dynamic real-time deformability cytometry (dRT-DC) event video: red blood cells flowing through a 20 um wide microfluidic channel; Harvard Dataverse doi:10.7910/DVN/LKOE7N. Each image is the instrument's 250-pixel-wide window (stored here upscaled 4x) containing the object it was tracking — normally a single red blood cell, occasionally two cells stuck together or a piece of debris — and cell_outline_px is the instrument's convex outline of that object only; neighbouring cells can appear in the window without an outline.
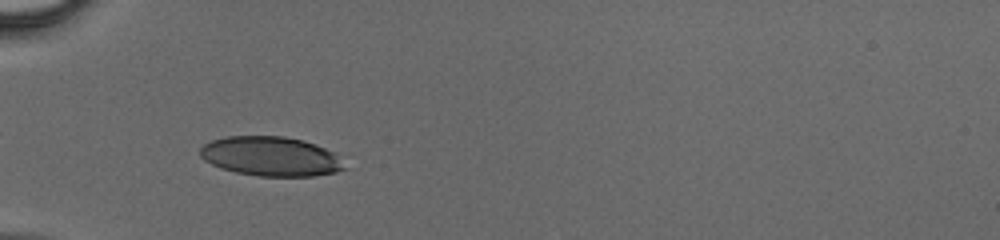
{"species": "human", "species_latin": "Homo sapiens", "temperature_condition": "cold", "stored_images_in_passage": 45, "camera_frame_rate_fps": 3000, "um_per_image_px": 0.085, "donor": {"sex": "male"}, "frame": {"image": 1, "passage_image": 15, "time_ms": 4.667, "image_size_px": [1000, 240], "cell_outline_px": [[348, 168], [336, 172], [312, 176], [260, 176], [236, 172], [220, 168], [204, 160], [200, 156], [200, 148], [204, 144], [212, 140], [228, 136], [284, 136], [316, 144], [332, 152]], "centroid_in_image_um": [22.99, 13.29], "position_along_channel_um": 62.0, "area_um2": 33.0}}
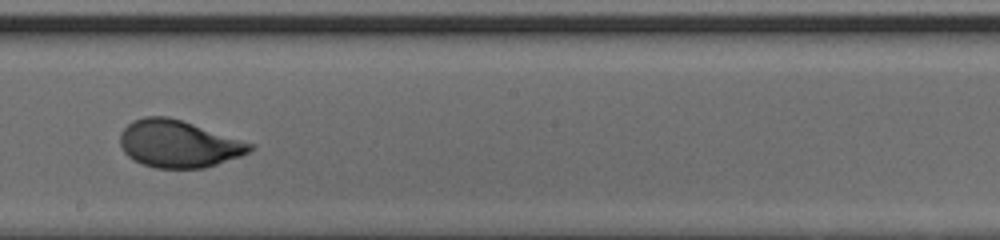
{"frame": {"image": 2, "passage_image": 27, "time_ms": 8.667, "image_size_px": [1000, 240], "cell_outline_px": [[256, 148], [240, 156], [204, 168], [156, 168], [144, 164], [128, 156], [124, 152], [120, 144], [120, 132], [132, 120], [144, 116], [168, 116], [256, 144]], "centroid_in_image_um": [15.18, 12.22], "position_along_channel_um": 233.0, "area_um2": 35.66}}
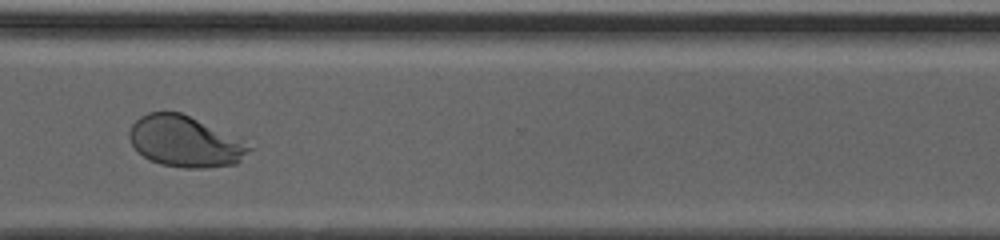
{"frame": {"image": 3, "passage_image": 35, "time_ms": 11.333, "image_size_px": [1000, 240], "cell_outline_px": [[252, 148], [236, 164], [204, 168], [184, 168], [160, 164], [144, 156], [132, 144], [128, 136], [128, 132], [132, 124], [140, 116], [148, 112], [180, 112], [240, 140]], "centroid_in_image_um": [15.67, 12.04], "position_along_channel_um": 354.9, "area_um2": 34.8}}